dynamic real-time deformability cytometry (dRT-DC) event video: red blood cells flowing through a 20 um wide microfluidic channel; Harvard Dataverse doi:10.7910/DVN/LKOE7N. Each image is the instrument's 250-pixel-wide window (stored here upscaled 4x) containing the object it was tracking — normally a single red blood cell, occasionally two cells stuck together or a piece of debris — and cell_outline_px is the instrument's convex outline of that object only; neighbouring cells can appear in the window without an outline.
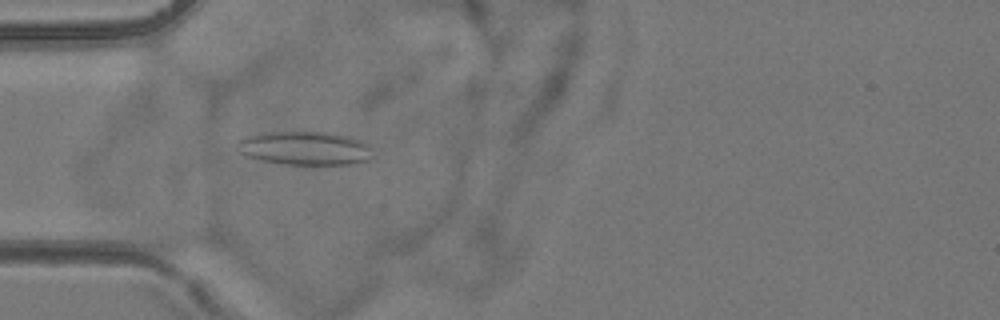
{"species": "common noctule bat (a hibernating species)", "species_latin": "Nyctalus noctula", "temperature_condition": "room temperature", "stored_images_in_passage": 3, "camera_frame_rate_fps": 3000, "um_per_image_px": 0.085, "animal": {"sex": "female", "body_mass_g": 24.6, "forearm_length_mm": 56.2}, "frame": {"image": 1, "passage_image": 3, "time_ms": 2.333, "image_size_px": [1000, 320], "cell_outline_px": [[372, 156], [368, 160], [352, 164], [284, 164], [264, 160], [248, 156], [240, 152], [236, 144], [244, 136], [260, 132], [328, 132], [348, 136], [360, 140], [368, 144]], "centroid_in_image_um": [25.9, 12.58], "position_along_channel_um": 59.1, "area_um2": 26.41}}